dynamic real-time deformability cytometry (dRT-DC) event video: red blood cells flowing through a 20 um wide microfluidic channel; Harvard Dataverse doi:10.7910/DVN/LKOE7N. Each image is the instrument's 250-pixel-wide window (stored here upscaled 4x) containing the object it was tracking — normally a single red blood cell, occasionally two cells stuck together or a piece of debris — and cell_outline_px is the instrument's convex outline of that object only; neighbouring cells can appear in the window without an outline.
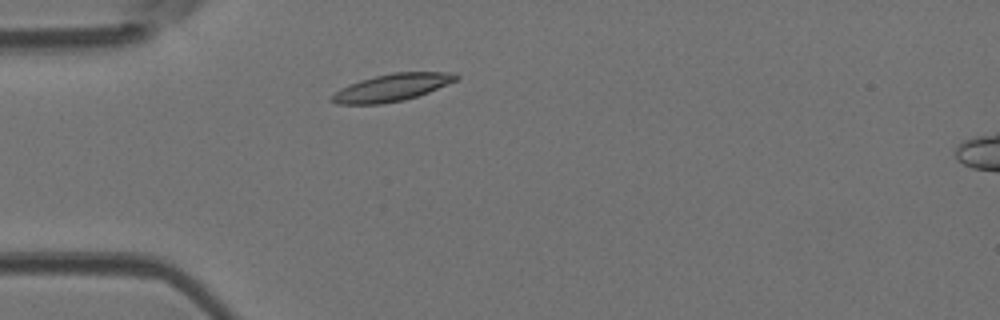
{"species": "Egyptian fruit bat (a non-hibernating species)", "species_latin": "Rousettus aegyptiacus", "temperature_condition": "room temperature", "stored_images_in_passage": 2, "camera_frame_rate_fps": 3000, "um_per_image_px": 0.085, "animal": {"sex": "female"}, "frame": {"image": 1, "passage_image": 2, "time_ms": 0.333, "image_size_px": [1000, 320], "cell_outline_px": [[460, 76], [456, 80], [428, 92], [404, 100], [380, 104], [336, 104], [328, 100], [328, 96], [340, 88], [348, 84], [360, 80], [392, 72], [456, 72]], "centroid_in_image_um": [33.25, 7.44], "position_along_channel_um": 51.8, "area_um2": 19.88}}